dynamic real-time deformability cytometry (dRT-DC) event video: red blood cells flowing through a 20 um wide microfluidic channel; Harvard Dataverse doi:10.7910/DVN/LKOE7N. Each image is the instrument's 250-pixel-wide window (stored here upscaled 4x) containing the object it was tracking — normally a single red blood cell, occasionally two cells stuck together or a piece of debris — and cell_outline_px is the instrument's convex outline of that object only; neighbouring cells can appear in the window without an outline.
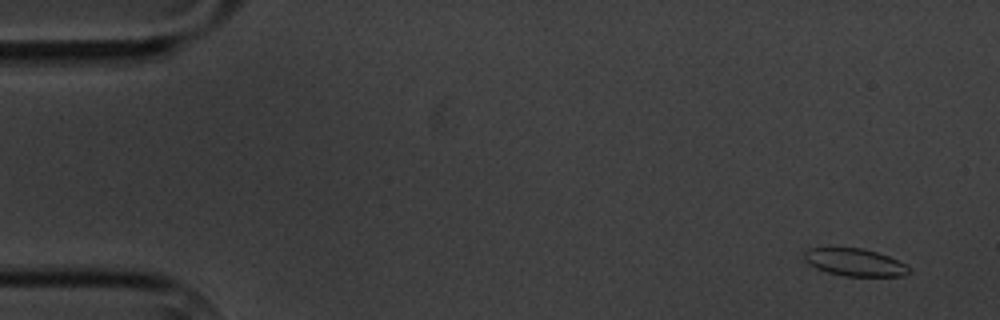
{"species": "common noctule bat (a hibernating species)", "species_latin": "Nyctalus noctula", "temperature_condition": "cold", "stored_images_in_passage": 5, "camera_frame_rate_fps": 3000, "um_per_image_px": 0.085, "animal": {"sex": "male", "body_mass_g": 20.1, "forearm_length_mm": 53.5}, "frame": {"image": 1, "passage_image": 1, "time_ms": 0.0, "image_size_px": [1000, 320], "cell_outline_px": [[908, 272], [900, 276], [844, 276], [828, 272], [816, 268], [808, 264], [804, 260], [804, 252], [808, 248], [860, 248], [876, 252], [888, 256], [904, 264], [908, 268]], "centroid_in_image_um": [72.59, 22.29], "position_along_channel_um": 12.4, "area_um2": 16.47}}
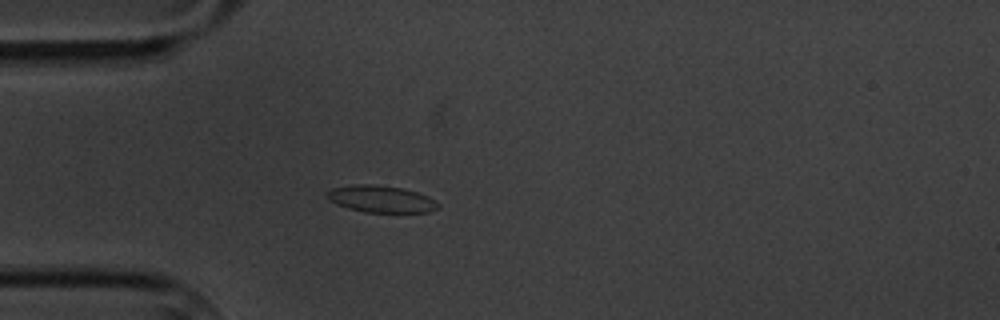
{"frame": {"image": 2, "passage_image": 5, "time_ms": 4.333, "image_size_px": [1000, 320], "cell_outline_px": [[440, 208], [428, 212], [364, 212], [348, 208], [336, 204], [328, 200], [328, 192], [332, 188], [356, 184], [372, 184], [404, 188], [428, 196], [436, 200], [440, 204]], "centroid_in_image_um": [32.43, 16.92], "position_along_channel_um": 52.6, "area_um2": 17.46}}